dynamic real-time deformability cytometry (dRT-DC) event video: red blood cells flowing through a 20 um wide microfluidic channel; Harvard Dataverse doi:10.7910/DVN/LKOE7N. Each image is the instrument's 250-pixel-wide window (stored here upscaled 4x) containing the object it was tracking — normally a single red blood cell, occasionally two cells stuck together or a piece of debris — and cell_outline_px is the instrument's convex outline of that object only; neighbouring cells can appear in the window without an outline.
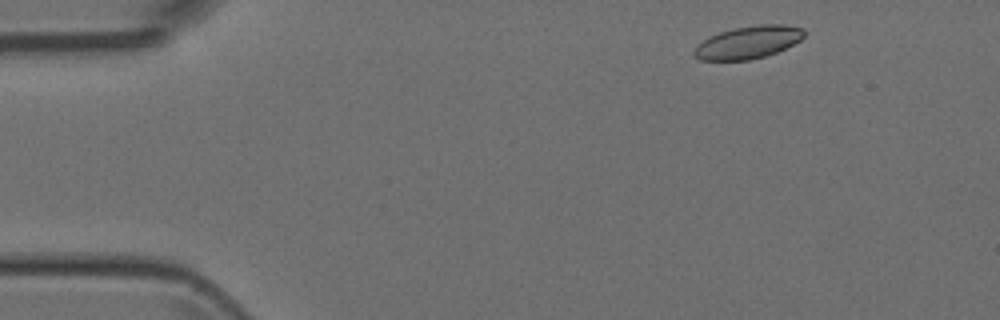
{"species": "Egyptian fruit bat (a non-hibernating species)", "species_latin": "Rousettus aegyptiacus", "temperature_condition": "room temperature", "stored_images_in_passage": 3, "camera_frame_rate_fps": 3000, "um_per_image_px": 0.085, "animal": {"sex": "female"}, "frame": {"image": 1, "passage_image": 1, "time_ms": 0.0, "image_size_px": [1000, 320], "cell_outline_px": [[804, 36], [800, 40], [776, 52], [764, 56], [748, 60], [700, 60], [692, 56], [692, 52], [696, 44], [708, 36], [732, 28], [760, 24], [784, 24], [804, 28]], "centroid_in_image_um": [63.53, 3.59], "position_along_channel_um": 21.5, "area_um2": 21.04}}